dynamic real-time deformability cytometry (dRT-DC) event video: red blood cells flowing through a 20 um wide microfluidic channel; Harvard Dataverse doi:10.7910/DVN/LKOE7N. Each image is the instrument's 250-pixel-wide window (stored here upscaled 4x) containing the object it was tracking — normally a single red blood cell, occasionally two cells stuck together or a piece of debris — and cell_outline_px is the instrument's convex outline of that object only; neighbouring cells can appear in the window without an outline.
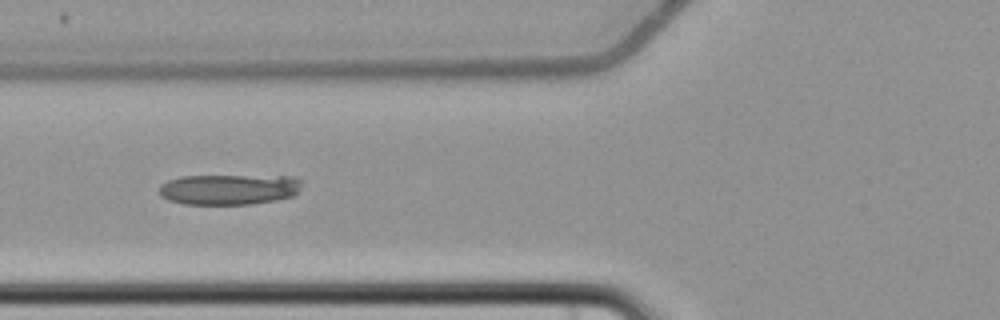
{"species": "common noctule bat (a hibernating species)", "species_latin": "Nyctalus noctula", "temperature_condition": "cold", "stored_images_in_passage": 8, "camera_frame_rate_fps": 3000, "um_per_image_px": 0.085, "animal": {"sex": "female", "body_mass_g": 22.7, "forearm_length_mm": 54.2}, "frame": {"image": 1, "passage_image": 8, "time_ms": 8.667, "image_size_px": [1000, 320], "cell_outline_px": [[304, 180], [296, 196], [276, 200], [252, 204], [184, 204], [168, 200], [160, 196], [160, 184], [168, 180], [180, 176], [292, 176]], "centroid_in_image_um": [19.51, 16.09], "position_along_channel_um": 106.3, "area_um2": 25.72}}